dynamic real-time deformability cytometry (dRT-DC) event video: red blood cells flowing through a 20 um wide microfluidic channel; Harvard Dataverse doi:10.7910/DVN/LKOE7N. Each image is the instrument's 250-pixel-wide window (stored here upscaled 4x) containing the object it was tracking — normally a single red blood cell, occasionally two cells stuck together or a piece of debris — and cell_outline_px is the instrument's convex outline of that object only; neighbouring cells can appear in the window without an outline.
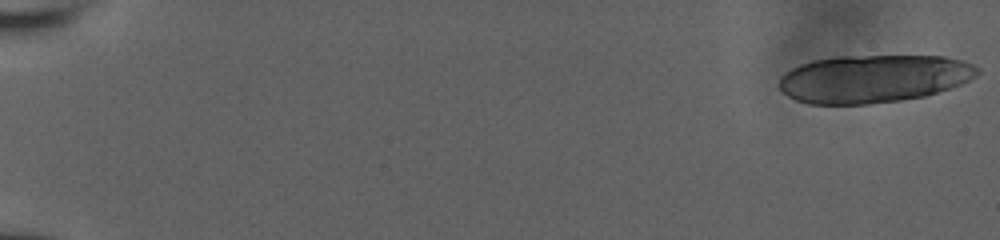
{"species": "human", "species_latin": "Homo sapiens", "temperature_condition": "room temperature", "stored_images_in_passage": 15, "camera_frame_rate_fps": 3000, "um_per_image_px": 0.085, "donor": {"sex": "male"}, "frame": {"image": 1, "passage_image": 1, "time_ms": 0.0, "image_size_px": [1000, 240], "cell_outline_px": [[980, 72], [976, 76], [960, 84], [924, 96], [900, 100], [868, 104], [808, 104], [796, 100], [788, 96], [776, 84], [780, 76], [784, 72], [800, 64], [812, 60], [836, 56], [944, 56], [960, 60], [972, 64], [980, 68]], "centroid_in_image_um": [74.19, 6.68], "position_along_channel_um": 10.8, "area_um2": 55.43}}
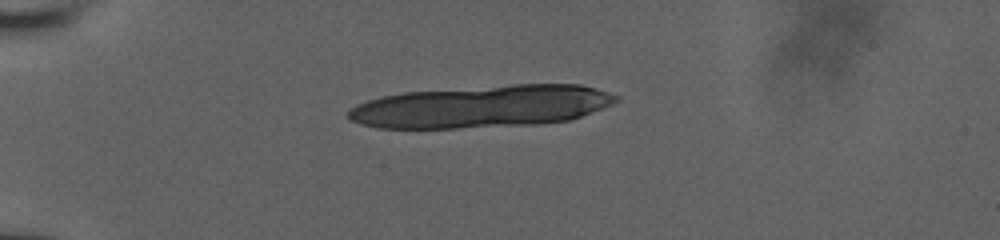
{"frame": {"image": 2, "passage_image": 10, "time_ms": 5.0, "image_size_px": [1000, 240], "cell_outline_px": [[620, 100], [612, 104], [580, 116], [568, 120], [540, 124], [456, 128], [376, 128], [360, 124], [352, 120], [348, 116], [348, 112], [356, 104], [380, 96], [404, 92], [512, 84], [580, 84], [596, 88], [620, 96]], "centroid_in_image_um": [40.94, 9.04], "position_along_channel_um": 44.1, "area_um2": 66.01}}